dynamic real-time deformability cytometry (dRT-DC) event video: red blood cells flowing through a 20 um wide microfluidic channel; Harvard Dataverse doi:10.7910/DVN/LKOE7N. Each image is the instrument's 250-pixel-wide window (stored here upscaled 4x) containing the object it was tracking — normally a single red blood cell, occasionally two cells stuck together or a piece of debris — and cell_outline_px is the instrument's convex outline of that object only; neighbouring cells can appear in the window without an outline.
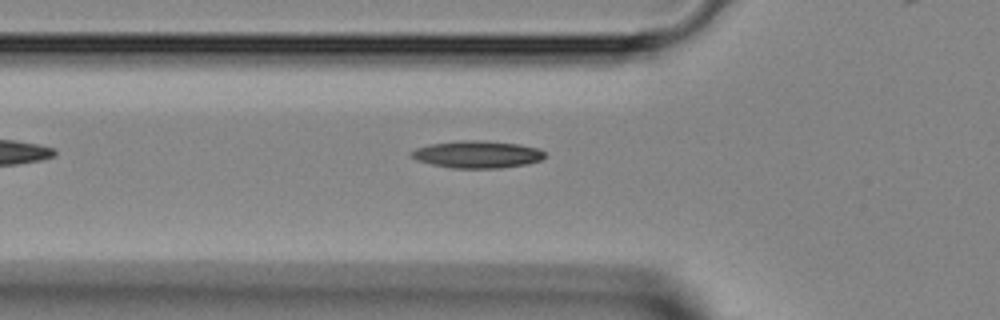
{"species": "Egyptian fruit bat (a non-hibernating species)", "species_latin": "Rousettus aegyptiacus", "temperature_condition": "room temperature", "stored_images_in_passage": 27, "camera_frame_rate_fps": 3000, "um_per_image_px": 0.085, "animal": {"sex": "female"}, "frame": {"image": 1, "passage_image": 2, "time_ms": 0.333, "image_size_px": [1000, 320], "cell_outline_px": [[548, 156], [540, 160], [528, 164], [500, 168], [452, 168], [432, 164], [416, 160], [408, 156], [416, 148], [428, 144], [460, 140], [484, 140], [520, 144], [540, 148]], "centroid_in_image_um": [40.59, 13.11], "position_along_channel_um": 85.2, "area_um2": 21.5}}
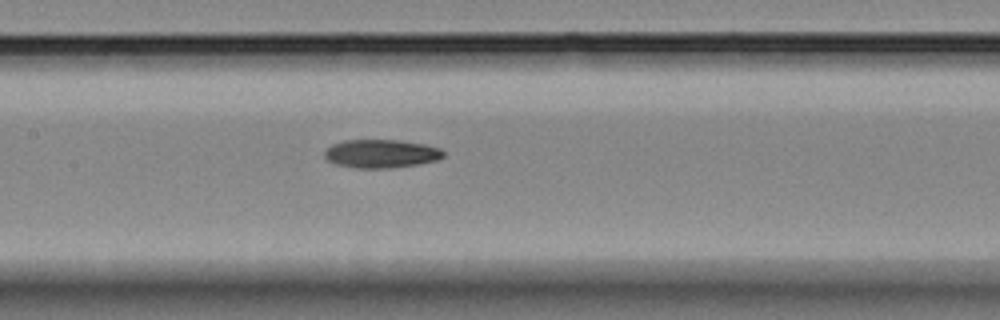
{"frame": {"image": 2, "passage_image": 8, "time_ms": 2.333, "image_size_px": [1000, 320], "cell_outline_px": [[444, 156], [436, 160], [416, 164], [388, 168], [356, 168], [336, 164], [328, 160], [324, 156], [324, 152], [332, 144], [344, 140], [400, 140], [424, 144], [440, 148], [444, 152]], "centroid_in_image_um": [32.38, 13.05], "position_along_channel_um": 175.0, "area_um2": 19.54}}
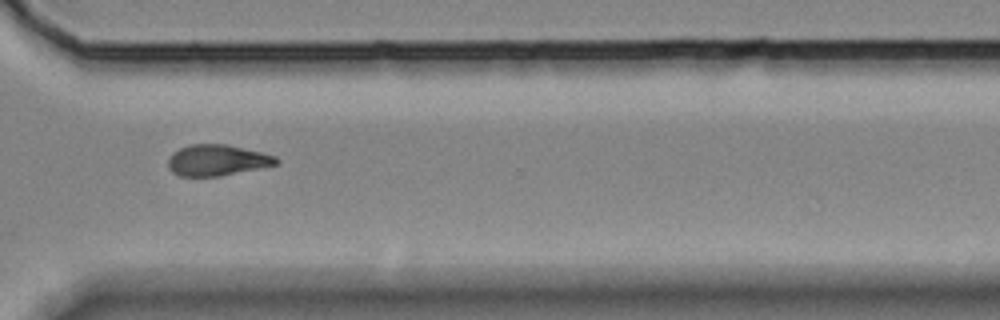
{"frame": {"image": 3, "passage_image": 20, "time_ms": 6.333, "image_size_px": [1000, 320], "cell_outline_px": [[280, 160], [276, 164], [260, 168], [220, 176], [180, 176], [172, 172], [168, 168], [168, 160], [172, 152], [188, 144], [228, 144], [276, 156]], "centroid_in_image_um": [18.43, 13.61], "position_along_channel_um": 352.2, "area_um2": 19.59}}